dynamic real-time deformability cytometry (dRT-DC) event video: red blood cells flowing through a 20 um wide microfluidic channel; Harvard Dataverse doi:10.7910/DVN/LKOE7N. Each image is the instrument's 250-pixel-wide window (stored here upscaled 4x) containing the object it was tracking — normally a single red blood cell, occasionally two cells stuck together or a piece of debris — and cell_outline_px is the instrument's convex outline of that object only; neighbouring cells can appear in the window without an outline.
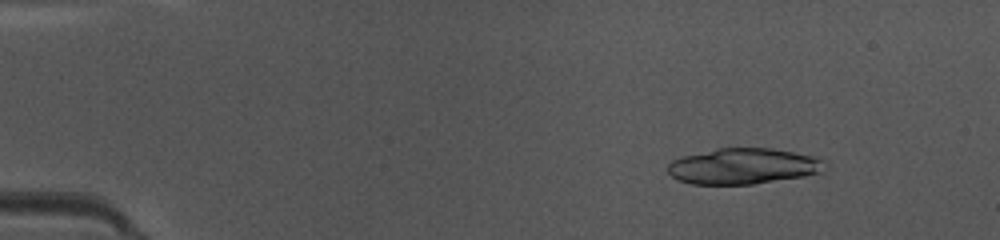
{"species": "common noctule bat (a hibernating species)", "species_latin": "Nyctalus noctula", "temperature_condition": "warm", "stored_images_in_passage": 42, "camera_frame_rate_fps": 3000, "um_per_image_px": 0.085, "animal": {"sex": "female", "body_mass_g": 10.0, "forearm_length_mm": 53.1}, "frame": {"image": 1, "passage_image": 1, "time_ms": 0.0, "image_size_px": [1000, 240], "cell_outline_px": [[828, 164], [824, 172], [804, 176], [752, 184], [692, 184], [676, 180], [668, 172], [668, 164], [672, 160], [684, 156], [716, 148], [772, 148], [820, 156], [828, 160]], "centroid_in_image_um": [63.28, 14.12], "position_along_channel_um": 21.7, "area_um2": 33.35}, "authors_computed_cell_mechanics": {"area_um2": 20.2011, "velocity_mm_per_s": 4.1789, "shape_relaxation_time_tau1_ms": 6.9611, "shape_relaxation_time_tau2_ms": 2.5474, "deformation_change_tau1": 0.2065, "deformation_change_tau2": 0.1365}}